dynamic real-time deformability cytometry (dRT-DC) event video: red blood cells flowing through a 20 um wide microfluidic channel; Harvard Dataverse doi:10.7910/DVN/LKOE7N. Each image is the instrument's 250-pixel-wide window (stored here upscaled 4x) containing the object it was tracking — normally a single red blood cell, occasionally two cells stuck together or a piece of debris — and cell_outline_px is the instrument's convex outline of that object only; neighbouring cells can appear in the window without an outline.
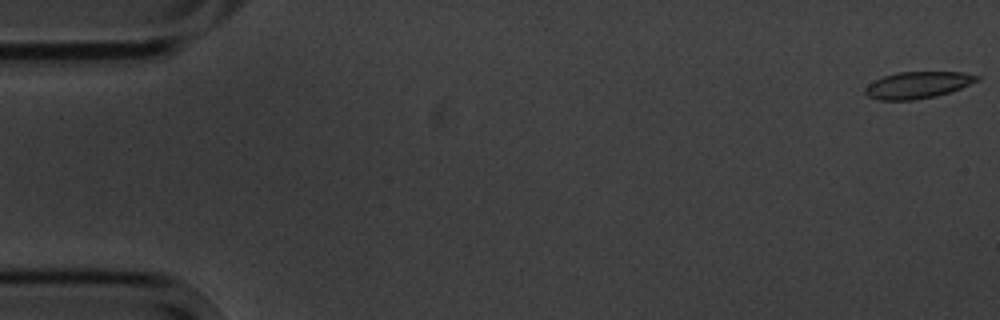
{"species": "common noctule bat (a hibernating species)", "species_latin": "Nyctalus noctula", "temperature_condition": "cold", "stored_images_in_passage": 5, "camera_frame_rate_fps": 3000, "um_per_image_px": 0.085, "animal": {"sex": "male", "body_mass_g": 20.1, "forearm_length_mm": 53.5}, "frame": {"image": 1, "passage_image": 1, "time_ms": 0.0, "image_size_px": [1000, 320], "cell_outline_px": [[980, 80], [960, 88], [936, 96], [912, 100], [880, 100], [868, 96], [864, 92], [864, 88], [868, 84], [884, 76], [896, 72], [964, 72], [980, 76]], "centroid_in_image_um": [78.0, 7.22], "position_along_channel_um": 7.0, "area_um2": 17.34}}
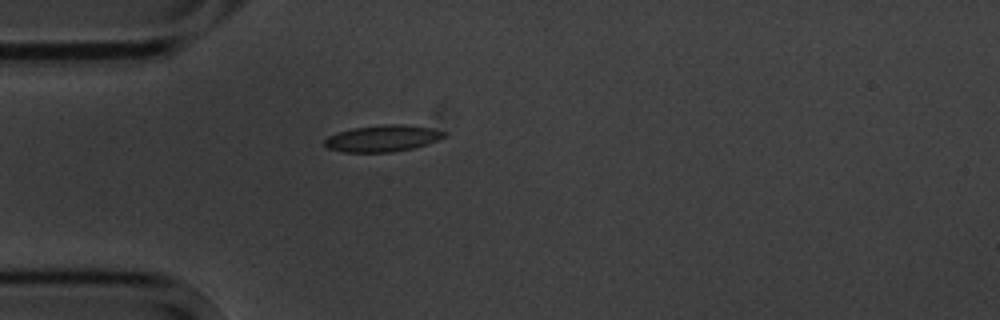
{"frame": {"image": 2, "passage_image": 5, "time_ms": 5.0, "image_size_px": [1000, 320], "cell_outline_px": [[448, 136], [412, 148], [392, 152], [344, 152], [328, 148], [324, 144], [324, 140], [328, 136], [352, 128], [384, 124], [404, 124], [432, 128], [444, 132]], "centroid_in_image_um": [32.51, 11.75], "position_along_channel_um": 52.5, "area_um2": 18.32}}